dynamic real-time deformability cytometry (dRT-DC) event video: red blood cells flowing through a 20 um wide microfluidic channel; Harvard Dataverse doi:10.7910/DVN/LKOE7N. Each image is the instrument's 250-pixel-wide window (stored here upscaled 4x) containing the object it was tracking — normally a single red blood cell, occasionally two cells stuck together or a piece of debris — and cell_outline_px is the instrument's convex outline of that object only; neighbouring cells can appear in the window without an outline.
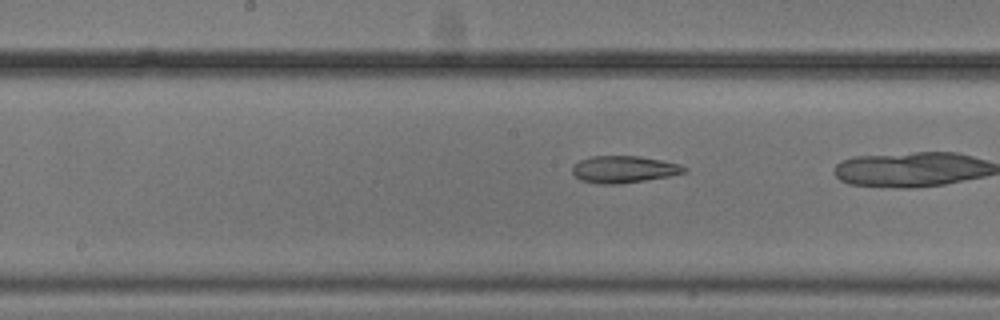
{"species": "common noctule bat (a hibernating species)", "species_latin": "Nyctalus noctula", "temperature_condition": "cold", "stored_images_in_passage": 28, "camera_frame_rate_fps": 3000, "um_per_image_px": 0.085, "animal": {"sex": "male", "body_mass_g": 20.5, "forearm_length_mm": 52.5}, "frame": {"image": 1, "passage_image": 24, "time_ms": 7.667, "image_size_px": [1000, 320], "cell_outline_px": [[688, 172], [668, 176], [644, 180], [616, 184], [600, 184], [580, 180], [572, 172], [572, 168], [580, 160], [592, 156], [640, 156], [680, 164], [688, 168]], "centroid_in_image_um": [53.05, 14.39], "position_along_channel_um": 195.2, "area_um2": 17.46}}